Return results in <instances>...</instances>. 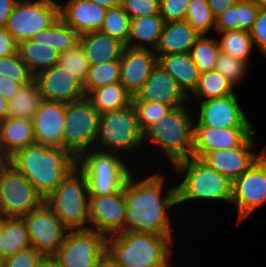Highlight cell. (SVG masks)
Instances as JSON below:
<instances>
[{
    "label": "cell",
    "instance_id": "6da1fadb",
    "mask_svg": "<svg viewBox=\"0 0 266 267\" xmlns=\"http://www.w3.org/2000/svg\"><path fill=\"white\" fill-rule=\"evenodd\" d=\"M166 170L137 168L126 181L124 232L177 237L173 219L177 213L178 216L183 213H174L178 209L175 176L170 169Z\"/></svg>",
    "mask_w": 266,
    "mask_h": 267
},
{
    "label": "cell",
    "instance_id": "7a4b0ae2",
    "mask_svg": "<svg viewBox=\"0 0 266 267\" xmlns=\"http://www.w3.org/2000/svg\"><path fill=\"white\" fill-rule=\"evenodd\" d=\"M193 134L194 112L190 104L172 109L155 121L143 132L146 168H159L160 165L161 168L169 169L175 163L191 157Z\"/></svg>",
    "mask_w": 266,
    "mask_h": 267
},
{
    "label": "cell",
    "instance_id": "3957f363",
    "mask_svg": "<svg viewBox=\"0 0 266 267\" xmlns=\"http://www.w3.org/2000/svg\"><path fill=\"white\" fill-rule=\"evenodd\" d=\"M169 169L175 176L179 211H183L185 204H190L186 208L189 210L192 205L193 210L196 203L199 209L202 208V204L212 208L209 207V203L231 205L233 182L212 169L201 158L191 156L175 163Z\"/></svg>",
    "mask_w": 266,
    "mask_h": 267
},
{
    "label": "cell",
    "instance_id": "277c9868",
    "mask_svg": "<svg viewBox=\"0 0 266 267\" xmlns=\"http://www.w3.org/2000/svg\"><path fill=\"white\" fill-rule=\"evenodd\" d=\"M7 162L25 176L44 200L76 167V158L66 149L37 143L18 150Z\"/></svg>",
    "mask_w": 266,
    "mask_h": 267
},
{
    "label": "cell",
    "instance_id": "5b68a950",
    "mask_svg": "<svg viewBox=\"0 0 266 267\" xmlns=\"http://www.w3.org/2000/svg\"><path fill=\"white\" fill-rule=\"evenodd\" d=\"M176 240V237L126 231L107 237L106 251L122 267H172L176 263L175 247L180 246Z\"/></svg>",
    "mask_w": 266,
    "mask_h": 267
},
{
    "label": "cell",
    "instance_id": "8992f818",
    "mask_svg": "<svg viewBox=\"0 0 266 267\" xmlns=\"http://www.w3.org/2000/svg\"><path fill=\"white\" fill-rule=\"evenodd\" d=\"M94 148L119 154L136 168L146 169L143 132L132 104L100 114L99 134Z\"/></svg>",
    "mask_w": 266,
    "mask_h": 267
},
{
    "label": "cell",
    "instance_id": "52a82bcc",
    "mask_svg": "<svg viewBox=\"0 0 266 267\" xmlns=\"http://www.w3.org/2000/svg\"><path fill=\"white\" fill-rule=\"evenodd\" d=\"M76 168L87 180L89 195L120 192L137 169L121 155L92 148L76 158Z\"/></svg>",
    "mask_w": 266,
    "mask_h": 267
},
{
    "label": "cell",
    "instance_id": "ba28073f",
    "mask_svg": "<svg viewBox=\"0 0 266 267\" xmlns=\"http://www.w3.org/2000/svg\"><path fill=\"white\" fill-rule=\"evenodd\" d=\"M80 35L60 18L48 29L18 43L17 52L35 77L58 63L60 53L79 41Z\"/></svg>",
    "mask_w": 266,
    "mask_h": 267
},
{
    "label": "cell",
    "instance_id": "9c48e42d",
    "mask_svg": "<svg viewBox=\"0 0 266 267\" xmlns=\"http://www.w3.org/2000/svg\"><path fill=\"white\" fill-rule=\"evenodd\" d=\"M88 198L87 180L75 167L44 202L69 229H87Z\"/></svg>",
    "mask_w": 266,
    "mask_h": 267
},
{
    "label": "cell",
    "instance_id": "30bf717a",
    "mask_svg": "<svg viewBox=\"0 0 266 267\" xmlns=\"http://www.w3.org/2000/svg\"><path fill=\"white\" fill-rule=\"evenodd\" d=\"M99 117L86 97L66 104L62 148L75 158L94 148L99 134Z\"/></svg>",
    "mask_w": 266,
    "mask_h": 267
},
{
    "label": "cell",
    "instance_id": "8fae6325",
    "mask_svg": "<svg viewBox=\"0 0 266 267\" xmlns=\"http://www.w3.org/2000/svg\"><path fill=\"white\" fill-rule=\"evenodd\" d=\"M44 198L23 174L6 162L0 169V217H22L39 208Z\"/></svg>",
    "mask_w": 266,
    "mask_h": 267
},
{
    "label": "cell",
    "instance_id": "7c38bea8",
    "mask_svg": "<svg viewBox=\"0 0 266 267\" xmlns=\"http://www.w3.org/2000/svg\"><path fill=\"white\" fill-rule=\"evenodd\" d=\"M266 204V150L232 185L231 205L237 213L236 226Z\"/></svg>",
    "mask_w": 266,
    "mask_h": 267
},
{
    "label": "cell",
    "instance_id": "4fadbf2b",
    "mask_svg": "<svg viewBox=\"0 0 266 267\" xmlns=\"http://www.w3.org/2000/svg\"><path fill=\"white\" fill-rule=\"evenodd\" d=\"M238 92L240 90L224 97L189 102L194 112V127H256L247 115L248 108L242 107Z\"/></svg>",
    "mask_w": 266,
    "mask_h": 267
},
{
    "label": "cell",
    "instance_id": "5bb4252c",
    "mask_svg": "<svg viewBox=\"0 0 266 267\" xmlns=\"http://www.w3.org/2000/svg\"><path fill=\"white\" fill-rule=\"evenodd\" d=\"M59 18L57 0L18 1L8 17L5 29L19 43L50 28Z\"/></svg>",
    "mask_w": 266,
    "mask_h": 267
},
{
    "label": "cell",
    "instance_id": "9a60e30c",
    "mask_svg": "<svg viewBox=\"0 0 266 267\" xmlns=\"http://www.w3.org/2000/svg\"><path fill=\"white\" fill-rule=\"evenodd\" d=\"M106 251V237L92 229H69L51 257L57 267H96Z\"/></svg>",
    "mask_w": 266,
    "mask_h": 267
},
{
    "label": "cell",
    "instance_id": "2e32d148",
    "mask_svg": "<svg viewBox=\"0 0 266 267\" xmlns=\"http://www.w3.org/2000/svg\"><path fill=\"white\" fill-rule=\"evenodd\" d=\"M22 218L28 230L30 246L44 257L51 258L63 243L69 228L45 202Z\"/></svg>",
    "mask_w": 266,
    "mask_h": 267
},
{
    "label": "cell",
    "instance_id": "e0dca14e",
    "mask_svg": "<svg viewBox=\"0 0 266 267\" xmlns=\"http://www.w3.org/2000/svg\"><path fill=\"white\" fill-rule=\"evenodd\" d=\"M257 129L239 146L206 153L201 159L212 169L232 182L241 176L266 150L265 145L256 151ZM256 142V143H255Z\"/></svg>",
    "mask_w": 266,
    "mask_h": 267
},
{
    "label": "cell",
    "instance_id": "ac0fdd59",
    "mask_svg": "<svg viewBox=\"0 0 266 267\" xmlns=\"http://www.w3.org/2000/svg\"><path fill=\"white\" fill-rule=\"evenodd\" d=\"M126 204L123 188L111 195H89L88 228L106 238L124 232Z\"/></svg>",
    "mask_w": 266,
    "mask_h": 267
},
{
    "label": "cell",
    "instance_id": "d6986e66",
    "mask_svg": "<svg viewBox=\"0 0 266 267\" xmlns=\"http://www.w3.org/2000/svg\"><path fill=\"white\" fill-rule=\"evenodd\" d=\"M34 80L47 101L68 104L86 97L83 83L58 64L39 72Z\"/></svg>",
    "mask_w": 266,
    "mask_h": 267
},
{
    "label": "cell",
    "instance_id": "ffe728a7",
    "mask_svg": "<svg viewBox=\"0 0 266 267\" xmlns=\"http://www.w3.org/2000/svg\"><path fill=\"white\" fill-rule=\"evenodd\" d=\"M132 101L158 102L172 109L189 104L188 97L179 88L175 79L160 64L153 68Z\"/></svg>",
    "mask_w": 266,
    "mask_h": 267
},
{
    "label": "cell",
    "instance_id": "44dd1931",
    "mask_svg": "<svg viewBox=\"0 0 266 267\" xmlns=\"http://www.w3.org/2000/svg\"><path fill=\"white\" fill-rule=\"evenodd\" d=\"M157 64L158 56L154 50L125 46L120 59L119 82L135 96Z\"/></svg>",
    "mask_w": 266,
    "mask_h": 267
},
{
    "label": "cell",
    "instance_id": "7402d4cb",
    "mask_svg": "<svg viewBox=\"0 0 266 267\" xmlns=\"http://www.w3.org/2000/svg\"><path fill=\"white\" fill-rule=\"evenodd\" d=\"M255 128L194 127L192 156L202 158L214 150L239 147L256 130Z\"/></svg>",
    "mask_w": 266,
    "mask_h": 267
},
{
    "label": "cell",
    "instance_id": "603a6c76",
    "mask_svg": "<svg viewBox=\"0 0 266 267\" xmlns=\"http://www.w3.org/2000/svg\"><path fill=\"white\" fill-rule=\"evenodd\" d=\"M65 110L66 103L42 102L32 117L35 143L62 148Z\"/></svg>",
    "mask_w": 266,
    "mask_h": 267
},
{
    "label": "cell",
    "instance_id": "cb8c5ba5",
    "mask_svg": "<svg viewBox=\"0 0 266 267\" xmlns=\"http://www.w3.org/2000/svg\"><path fill=\"white\" fill-rule=\"evenodd\" d=\"M59 1L60 19L79 35L100 30L107 8L90 0Z\"/></svg>",
    "mask_w": 266,
    "mask_h": 267
},
{
    "label": "cell",
    "instance_id": "d4e9b609",
    "mask_svg": "<svg viewBox=\"0 0 266 267\" xmlns=\"http://www.w3.org/2000/svg\"><path fill=\"white\" fill-rule=\"evenodd\" d=\"M35 143L32 119L6 117L0 122V157L8 159L15 152Z\"/></svg>",
    "mask_w": 266,
    "mask_h": 267
},
{
    "label": "cell",
    "instance_id": "484cf974",
    "mask_svg": "<svg viewBox=\"0 0 266 267\" xmlns=\"http://www.w3.org/2000/svg\"><path fill=\"white\" fill-rule=\"evenodd\" d=\"M200 37L187 21L165 22L156 49L157 56L165 54L189 53Z\"/></svg>",
    "mask_w": 266,
    "mask_h": 267
},
{
    "label": "cell",
    "instance_id": "4316f807",
    "mask_svg": "<svg viewBox=\"0 0 266 267\" xmlns=\"http://www.w3.org/2000/svg\"><path fill=\"white\" fill-rule=\"evenodd\" d=\"M79 40L89 65L120 60L125 47L119 40L100 31L84 33Z\"/></svg>",
    "mask_w": 266,
    "mask_h": 267
},
{
    "label": "cell",
    "instance_id": "83f0119b",
    "mask_svg": "<svg viewBox=\"0 0 266 267\" xmlns=\"http://www.w3.org/2000/svg\"><path fill=\"white\" fill-rule=\"evenodd\" d=\"M158 64L175 79L177 85L187 97L193 93L200 72L189 53L160 55Z\"/></svg>",
    "mask_w": 266,
    "mask_h": 267
},
{
    "label": "cell",
    "instance_id": "f1b7e54d",
    "mask_svg": "<svg viewBox=\"0 0 266 267\" xmlns=\"http://www.w3.org/2000/svg\"><path fill=\"white\" fill-rule=\"evenodd\" d=\"M164 20L160 14L130 19L126 47L155 50L162 33Z\"/></svg>",
    "mask_w": 266,
    "mask_h": 267
},
{
    "label": "cell",
    "instance_id": "f546056e",
    "mask_svg": "<svg viewBox=\"0 0 266 267\" xmlns=\"http://www.w3.org/2000/svg\"><path fill=\"white\" fill-rule=\"evenodd\" d=\"M260 6L253 0H239L215 18L214 31H250Z\"/></svg>",
    "mask_w": 266,
    "mask_h": 267
},
{
    "label": "cell",
    "instance_id": "4dcf8cb0",
    "mask_svg": "<svg viewBox=\"0 0 266 267\" xmlns=\"http://www.w3.org/2000/svg\"><path fill=\"white\" fill-rule=\"evenodd\" d=\"M28 230L22 217H1V257L8 258L30 248Z\"/></svg>",
    "mask_w": 266,
    "mask_h": 267
},
{
    "label": "cell",
    "instance_id": "1f68e13d",
    "mask_svg": "<svg viewBox=\"0 0 266 267\" xmlns=\"http://www.w3.org/2000/svg\"><path fill=\"white\" fill-rule=\"evenodd\" d=\"M214 34L217 37L221 52L245 62L251 69L255 66L254 63H251L253 62L251 56L256 50L250 31H214Z\"/></svg>",
    "mask_w": 266,
    "mask_h": 267
},
{
    "label": "cell",
    "instance_id": "d6a6232c",
    "mask_svg": "<svg viewBox=\"0 0 266 267\" xmlns=\"http://www.w3.org/2000/svg\"><path fill=\"white\" fill-rule=\"evenodd\" d=\"M86 98L101 114L130 106L133 96L120 82H114L91 91Z\"/></svg>",
    "mask_w": 266,
    "mask_h": 267
},
{
    "label": "cell",
    "instance_id": "836d02e7",
    "mask_svg": "<svg viewBox=\"0 0 266 267\" xmlns=\"http://www.w3.org/2000/svg\"><path fill=\"white\" fill-rule=\"evenodd\" d=\"M238 89L219 71L200 73L198 83L189 102H198L234 94Z\"/></svg>",
    "mask_w": 266,
    "mask_h": 267
},
{
    "label": "cell",
    "instance_id": "e575fe53",
    "mask_svg": "<svg viewBox=\"0 0 266 267\" xmlns=\"http://www.w3.org/2000/svg\"><path fill=\"white\" fill-rule=\"evenodd\" d=\"M44 101L35 80L22 85L19 91L7 101L8 116L32 119L37 108Z\"/></svg>",
    "mask_w": 266,
    "mask_h": 267
},
{
    "label": "cell",
    "instance_id": "d590c367",
    "mask_svg": "<svg viewBox=\"0 0 266 267\" xmlns=\"http://www.w3.org/2000/svg\"><path fill=\"white\" fill-rule=\"evenodd\" d=\"M219 52V43L215 35H200L191 47L189 55L202 73L214 70Z\"/></svg>",
    "mask_w": 266,
    "mask_h": 267
},
{
    "label": "cell",
    "instance_id": "8d00e7d4",
    "mask_svg": "<svg viewBox=\"0 0 266 267\" xmlns=\"http://www.w3.org/2000/svg\"><path fill=\"white\" fill-rule=\"evenodd\" d=\"M120 81V60L108 61L102 64L89 65L88 74L83 82L84 93Z\"/></svg>",
    "mask_w": 266,
    "mask_h": 267
},
{
    "label": "cell",
    "instance_id": "74e56055",
    "mask_svg": "<svg viewBox=\"0 0 266 267\" xmlns=\"http://www.w3.org/2000/svg\"><path fill=\"white\" fill-rule=\"evenodd\" d=\"M185 21L200 35L214 34L215 18L207 0H190Z\"/></svg>",
    "mask_w": 266,
    "mask_h": 267
},
{
    "label": "cell",
    "instance_id": "f35d334b",
    "mask_svg": "<svg viewBox=\"0 0 266 267\" xmlns=\"http://www.w3.org/2000/svg\"><path fill=\"white\" fill-rule=\"evenodd\" d=\"M129 25L130 17L119 5L107 9L99 31L126 45L129 37Z\"/></svg>",
    "mask_w": 266,
    "mask_h": 267
},
{
    "label": "cell",
    "instance_id": "ab89813d",
    "mask_svg": "<svg viewBox=\"0 0 266 267\" xmlns=\"http://www.w3.org/2000/svg\"><path fill=\"white\" fill-rule=\"evenodd\" d=\"M214 70L222 73L236 88L248 80L251 68L243 61L219 52Z\"/></svg>",
    "mask_w": 266,
    "mask_h": 267
},
{
    "label": "cell",
    "instance_id": "60d3db41",
    "mask_svg": "<svg viewBox=\"0 0 266 267\" xmlns=\"http://www.w3.org/2000/svg\"><path fill=\"white\" fill-rule=\"evenodd\" d=\"M82 83L85 81L89 63L82 49L80 40L72 45L66 52L60 53L58 63Z\"/></svg>",
    "mask_w": 266,
    "mask_h": 267
},
{
    "label": "cell",
    "instance_id": "b9f144b4",
    "mask_svg": "<svg viewBox=\"0 0 266 267\" xmlns=\"http://www.w3.org/2000/svg\"><path fill=\"white\" fill-rule=\"evenodd\" d=\"M132 105L136 110L138 124L142 132L172 110L170 106L158 102L132 101Z\"/></svg>",
    "mask_w": 266,
    "mask_h": 267
},
{
    "label": "cell",
    "instance_id": "7bdbcfd3",
    "mask_svg": "<svg viewBox=\"0 0 266 267\" xmlns=\"http://www.w3.org/2000/svg\"><path fill=\"white\" fill-rule=\"evenodd\" d=\"M0 76H7L22 85L34 80V76L29 72L18 52L7 57H0Z\"/></svg>",
    "mask_w": 266,
    "mask_h": 267
},
{
    "label": "cell",
    "instance_id": "ee69618b",
    "mask_svg": "<svg viewBox=\"0 0 266 267\" xmlns=\"http://www.w3.org/2000/svg\"><path fill=\"white\" fill-rule=\"evenodd\" d=\"M190 0H159V14L164 22L185 21Z\"/></svg>",
    "mask_w": 266,
    "mask_h": 267
},
{
    "label": "cell",
    "instance_id": "f6af8a7d",
    "mask_svg": "<svg viewBox=\"0 0 266 267\" xmlns=\"http://www.w3.org/2000/svg\"><path fill=\"white\" fill-rule=\"evenodd\" d=\"M120 6L130 19L159 14V0H121Z\"/></svg>",
    "mask_w": 266,
    "mask_h": 267
},
{
    "label": "cell",
    "instance_id": "bcb514c9",
    "mask_svg": "<svg viewBox=\"0 0 266 267\" xmlns=\"http://www.w3.org/2000/svg\"><path fill=\"white\" fill-rule=\"evenodd\" d=\"M250 34L255 50L266 58V7H260Z\"/></svg>",
    "mask_w": 266,
    "mask_h": 267
},
{
    "label": "cell",
    "instance_id": "7dc6e473",
    "mask_svg": "<svg viewBox=\"0 0 266 267\" xmlns=\"http://www.w3.org/2000/svg\"><path fill=\"white\" fill-rule=\"evenodd\" d=\"M45 257L30 247L5 258L4 267H37Z\"/></svg>",
    "mask_w": 266,
    "mask_h": 267
},
{
    "label": "cell",
    "instance_id": "c3c4849f",
    "mask_svg": "<svg viewBox=\"0 0 266 267\" xmlns=\"http://www.w3.org/2000/svg\"><path fill=\"white\" fill-rule=\"evenodd\" d=\"M18 43L5 29L0 28V57H7L17 53Z\"/></svg>",
    "mask_w": 266,
    "mask_h": 267
},
{
    "label": "cell",
    "instance_id": "681fc988",
    "mask_svg": "<svg viewBox=\"0 0 266 267\" xmlns=\"http://www.w3.org/2000/svg\"><path fill=\"white\" fill-rule=\"evenodd\" d=\"M22 87L20 82L14 81L7 76H0V95L7 101L11 99Z\"/></svg>",
    "mask_w": 266,
    "mask_h": 267
},
{
    "label": "cell",
    "instance_id": "f907efd6",
    "mask_svg": "<svg viewBox=\"0 0 266 267\" xmlns=\"http://www.w3.org/2000/svg\"><path fill=\"white\" fill-rule=\"evenodd\" d=\"M238 1L239 0H207L214 18L222 14L228 7L235 5Z\"/></svg>",
    "mask_w": 266,
    "mask_h": 267
},
{
    "label": "cell",
    "instance_id": "816d5d0a",
    "mask_svg": "<svg viewBox=\"0 0 266 267\" xmlns=\"http://www.w3.org/2000/svg\"><path fill=\"white\" fill-rule=\"evenodd\" d=\"M17 2V0H0V28H5L8 17Z\"/></svg>",
    "mask_w": 266,
    "mask_h": 267
},
{
    "label": "cell",
    "instance_id": "f5cc1de1",
    "mask_svg": "<svg viewBox=\"0 0 266 267\" xmlns=\"http://www.w3.org/2000/svg\"><path fill=\"white\" fill-rule=\"evenodd\" d=\"M96 267H122L107 251L99 258Z\"/></svg>",
    "mask_w": 266,
    "mask_h": 267
},
{
    "label": "cell",
    "instance_id": "db71d44e",
    "mask_svg": "<svg viewBox=\"0 0 266 267\" xmlns=\"http://www.w3.org/2000/svg\"><path fill=\"white\" fill-rule=\"evenodd\" d=\"M92 2H95L99 6L105 7V8H110L114 6H119L121 3V0H90Z\"/></svg>",
    "mask_w": 266,
    "mask_h": 267
},
{
    "label": "cell",
    "instance_id": "11a10c76",
    "mask_svg": "<svg viewBox=\"0 0 266 267\" xmlns=\"http://www.w3.org/2000/svg\"><path fill=\"white\" fill-rule=\"evenodd\" d=\"M8 116L7 100L0 95V122Z\"/></svg>",
    "mask_w": 266,
    "mask_h": 267
},
{
    "label": "cell",
    "instance_id": "9f6ffc18",
    "mask_svg": "<svg viewBox=\"0 0 266 267\" xmlns=\"http://www.w3.org/2000/svg\"><path fill=\"white\" fill-rule=\"evenodd\" d=\"M37 267H57V264L52 258L45 257Z\"/></svg>",
    "mask_w": 266,
    "mask_h": 267
},
{
    "label": "cell",
    "instance_id": "6f0895ef",
    "mask_svg": "<svg viewBox=\"0 0 266 267\" xmlns=\"http://www.w3.org/2000/svg\"><path fill=\"white\" fill-rule=\"evenodd\" d=\"M255 1L260 7H266V0H253Z\"/></svg>",
    "mask_w": 266,
    "mask_h": 267
},
{
    "label": "cell",
    "instance_id": "680465c9",
    "mask_svg": "<svg viewBox=\"0 0 266 267\" xmlns=\"http://www.w3.org/2000/svg\"><path fill=\"white\" fill-rule=\"evenodd\" d=\"M7 162V159L0 157V169L2 168V166Z\"/></svg>",
    "mask_w": 266,
    "mask_h": 267
},
{
    "label": "cell",
    "instance_id": "91938a15",
    "mask_svg": "<svg viewBox=\"0 0 266 267\" xmlns=\"http://www.w3.org/2000/svg\"><path fill=\"white\" fill-rule=\"evenodd\" d=\"M5 266V259L0 256V267Z\"/></svg>",
    "mask_w": 266,
    "mask_h": 267
},
{
    "label": "cell",
    "instance_id": "94428289",
    "mask_svg": "<svg viewBox=\"0 0 266 267\" xmlns=\"http://www.w3.org/2000/svg\"><path fill=\"white\" fill-rule=\"evenodd\" d=\"M0 256H1V217H0Z\"/></svg>",
    "mask_w": 266,
    "mask_h": 267
},
{
    "label": "cell",
    "instance_id": "6125c7cd",
    "mask_svg": "<svg viewBox=\"0 0 266 267\" xmlns=\"http://www.w3.org/2000/svg\"><path fill=\"white\" fill-rule=\"evenodd\" d=\"M17 1H40V0H17Z\"/></svg>",
    "mask_w": 266,
    "mask_h": 267
}]
</instances>
